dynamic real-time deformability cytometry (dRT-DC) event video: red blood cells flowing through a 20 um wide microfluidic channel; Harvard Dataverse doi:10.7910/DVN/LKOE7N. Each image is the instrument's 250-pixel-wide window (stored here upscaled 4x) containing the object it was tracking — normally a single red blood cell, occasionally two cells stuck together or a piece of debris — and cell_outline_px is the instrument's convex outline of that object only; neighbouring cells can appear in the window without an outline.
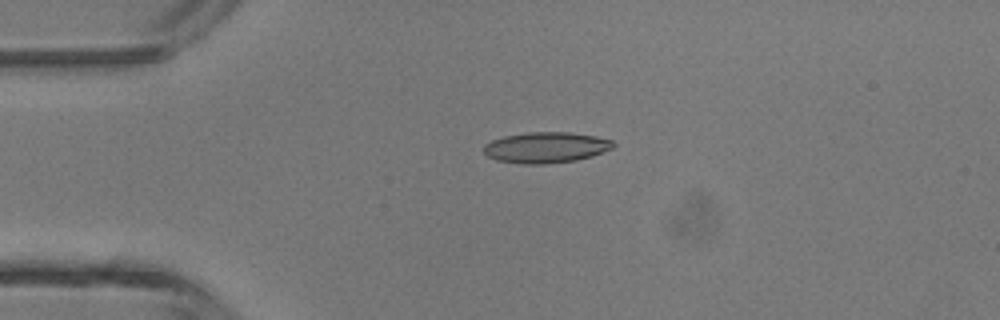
{"species": "common noctule bat (a hibernating species)", "species_latin": "Nyctalus noctula", "temperature_condition": "room temperature", "stored_images_in_passage": 36, "camera_frame_rate_fps": 3000, "um_per_image_px": 0.085, "animal": {"sex": "male", "body_mass_g": 13.3}, "frame": {"image": 1, "passage_image": 1, "time_ms": 0.0, "image_size_px": [1000, 320], "cell_outline_px": [[616, 144], [612, 148], [592, 156], [576, 160], [544, 164], [524, 164], [496, 160], [488, 156], [484, 152], [484, 144], [492, 140], [504, 136], [528, 132], [568, 132], [596, 136], [612, 140]], "centroid_in_image_um": [46.4, 12.53], "position_along_channel_um": 38.6, "area_um2": 23.24}}
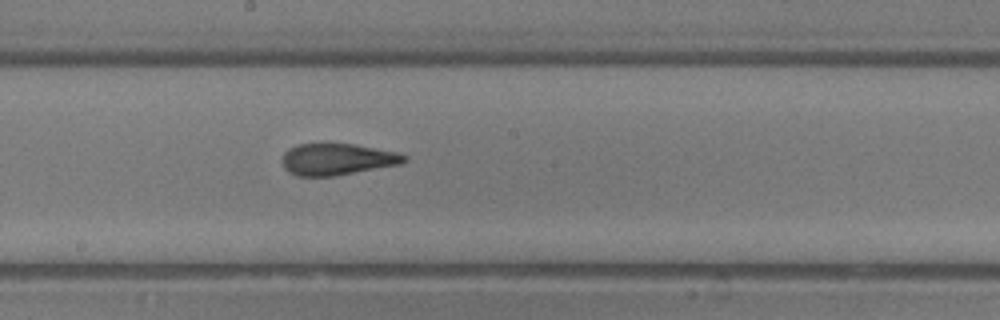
{"frame": {"image": 2, "passage_image": 15, "time_ms": 4.667, "image_size_px": [1000, 320], "cell_outline_px": [[408, 160], [400, 164], [336, 176], [296, 176], [288, 172], [284, 168], [280, 160], [284, 152], [288, 148], [296, 144], [352, 144], [400, 152], [408, 156]], "centroid_in_image_um": [28.64, 13.54], "position_along_channel_um": 219.6, "area_um2": 22.77}}
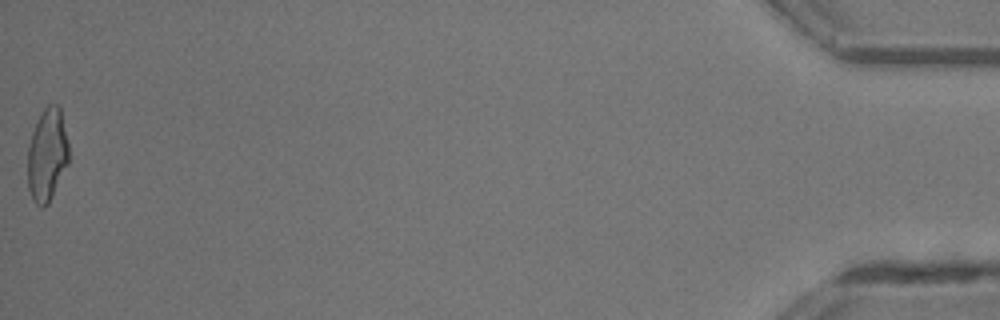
{"frame": {"image": 3, "passage_image": 36, "time_ms": 11.667, "image_size_px": [1000, 320], "cell_outline_px": [[68, 164], [48, 204], [44, 208], [40, 208], [32, 200], [28, 188], [28, 144], [32, 132], [44, 108], [48, 104], [56, 104], [60, 108], [68, 144]], "centroid_in_image_um": [3.99, 13.21], "position_along_channel_um": 431.2, "area_um2": 22.14}, "authors_computed_cell_mechanics": {"area_um2": 22.8599, "velocity_mm_per_s": 4.5208, "shape_relaxation_time_tau1_ms": 5.642, "shape_relaxation_time_tau2_ms": 1.0353, "deformation_change_tau1": 0.2079, "deformation_change_tau2": 0.0865}}